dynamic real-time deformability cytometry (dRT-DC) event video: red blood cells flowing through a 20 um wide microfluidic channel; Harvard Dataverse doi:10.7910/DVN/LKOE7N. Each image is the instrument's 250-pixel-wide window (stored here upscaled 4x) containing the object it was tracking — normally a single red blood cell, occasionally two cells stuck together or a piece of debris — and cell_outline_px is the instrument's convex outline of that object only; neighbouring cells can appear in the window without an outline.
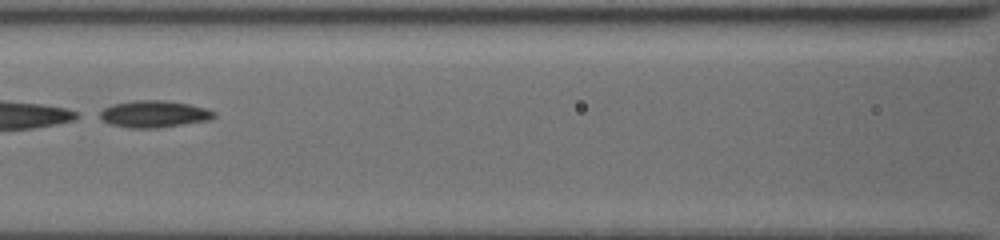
{"species": "common noctule bat (a hibernating species)", "species_latin": "Nyctalus noctula", "temperature_condition": "cold", "stored_images_in_passage": 54, "segment_of_instrument_passage": [2, 2], "camera_frame_rate_fps": 3000, "um_per_image_px": 0.085, "animal": {"sex": "female", "body_mass_g": 19.5, "forearm_length_mm": 54.1}, "frame": {"image": 1, "passage_image": 28, "time_ms": 9.0, "image_size_px": [1000, 240], "cell_outline_px": [[216, 116], [208, 120], [156, 128], [132, 128], [112, 124], [96, 116], [96, 112], [112, 104], [132, 100], [164, 100], [188, 104], [204, 108], [216, 112]], "centroid_in_image_um": [13.03, 9.68], "position_along_channel_um": 153.6, "area_um2": 17.86}}
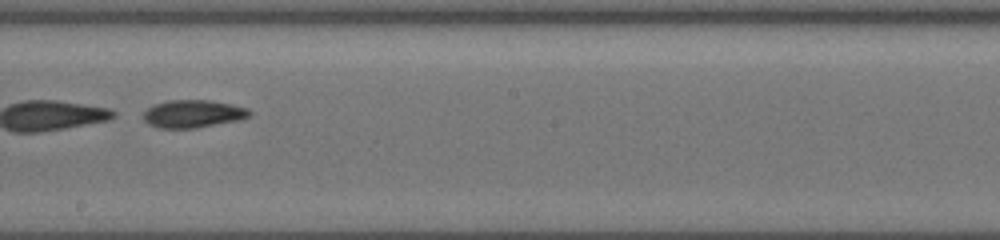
{"frame": {"image": 2, "passage_image": 34, "time_ms": 11.0, "image_size_px": [1000, 240], "cell_outline_px": [[252, 112], [248, 116], [236, 120], [196, 128], [156, 128], [148, 124], [144, 120], [144, 112], [148, 108], [156, 104], [168, 100], [212, 100], [232, 104], [248, 108]], "centroid_in_image_um": [16.39, 9.67], "position_along_channel_um": 231.8, "area_um2": 17.05}}